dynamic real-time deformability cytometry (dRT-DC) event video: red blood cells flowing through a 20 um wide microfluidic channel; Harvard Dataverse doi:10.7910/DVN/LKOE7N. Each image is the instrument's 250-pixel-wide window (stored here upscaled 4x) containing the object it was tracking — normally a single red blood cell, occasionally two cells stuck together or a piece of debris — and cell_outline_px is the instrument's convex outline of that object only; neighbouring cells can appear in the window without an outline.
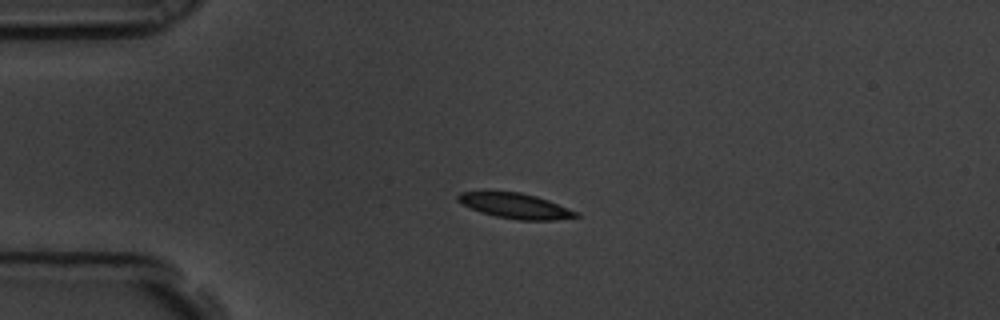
{"species": "common noctule bat (a hibernating species)", "species_latin": "Nyctalus noctula", "temperature_condition": "room temperature", "stored_images_in_passage": 39, "camera_frame_rate_fps": 3000, "um_per_image_px": 0.085, "animal": {"sex": "male", "body_mass_g": 19.5, "forearm_length_mm": 54.6}, "frame": {"image": 1, "passage_image": 1, "time_ms": 0.0, "image_size_px": [1000, 320], "cell_outline_px": [[580, 216], [556, 220], [520, 220], [496, 216], [480, 212], [456, 200], [456, 196], [460, 192], [520, 192], [536, 196], [548, 200], [580, 212]], "centroid_in_image_um": [43.86, 17.5], "position_along_channel_um": 41.1, "area_um2": 17.22}}
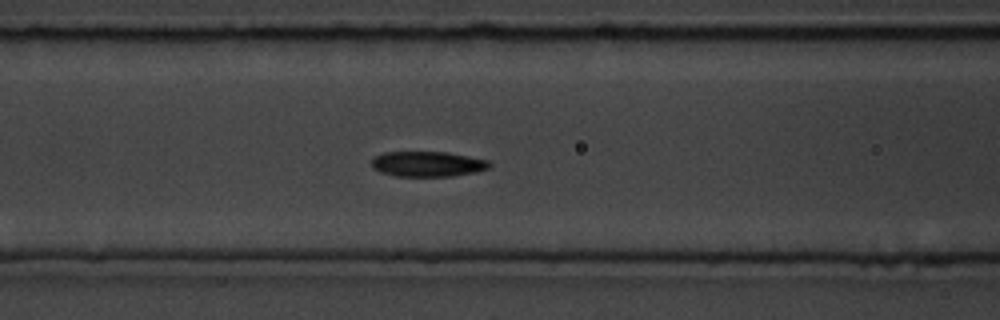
{"frame": {"image": 2, "passage_image": 11, "time_ms": 3.333, "image_size_px": [1000, 320], "cell_outline_px": [[492, 164], [488, 168], [476, 172], [452, 176], [396, 176], [380, 172], [372, 168], [372, 160], [376, 156], [384, 152], [448, 152], [488, 160]], "centroid_in_image_um": [36.35, 13.94], "position_along_channel_um": 130.2, "area_um2": 17.34}}
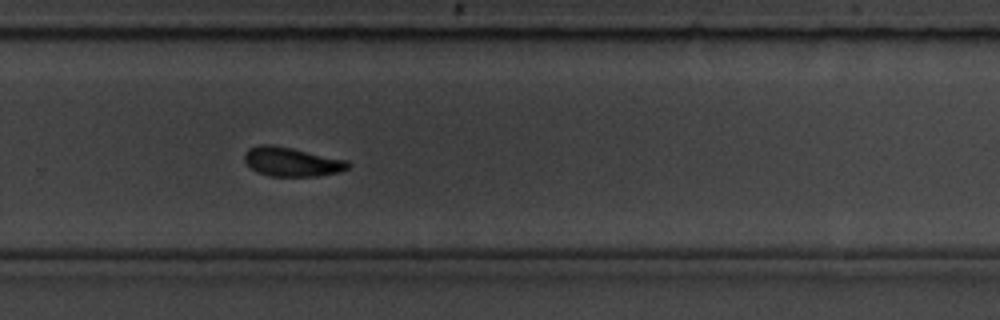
{"frame": {"image": 3, "passage_image": 26, "time_ms": 8.333, "image_size_px": [1000, 320], "cell_outline_px": [[352, 164], [348, 168], [340, 172], [316, 176], [268, 176], [252, 168], [244, 160], [244, 152], [248, 148], [260, 144], [272, 144], [292, 148], [348, 160]], "centroid_in_image_um": [24.81, 13.74], "position_along_channel_um": 305.0, "area_um2": 17.63}, "authors_computed_cell_mechanics": {"area_um2": 17.629, "velocity_mm_per_s": 3.501, "shape_relaxation_time_tau1_ms": 3.2769, "shape_relaxation_time_tau2_ms": 0.9596, "deformation_change_tau1": 0.1103, "deformation_change_tau2": 0.0523}}